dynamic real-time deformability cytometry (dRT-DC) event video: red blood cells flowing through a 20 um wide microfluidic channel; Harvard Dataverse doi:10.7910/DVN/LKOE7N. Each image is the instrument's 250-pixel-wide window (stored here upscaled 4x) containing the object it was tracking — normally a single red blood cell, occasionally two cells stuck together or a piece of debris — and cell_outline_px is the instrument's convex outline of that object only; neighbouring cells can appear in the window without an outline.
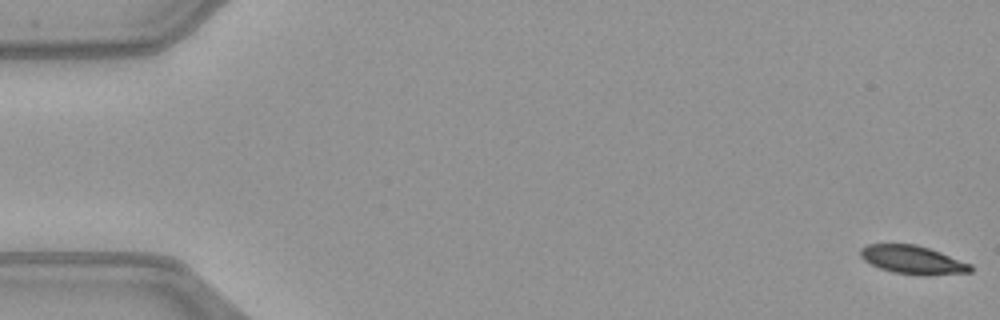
{"species": "common noctule bat (a hibernating species)", "species_latin": "Nyctalus noctula", "temperature_condition": "warm", "stored_images_in_passage": 9, "camera_frame_rate_fps": 3000, "um_per_image_px": 0.085, "animal": {"sex": "female", "body_mass_g": 21.9}, "frame": {"image": 1, "passage_image": 1, "time_ms": 0.0, "image_size_px": [1000, 320], "cell_outline_px": [[972, 272], [924, 276], [920, 276], [892, 272], [880, 268], [864, 260], [860, 256], [860, 248], [868, 244], [916, 244], [940, 252], [972, 264]], "centroid_in_image_um": [77.59, 22.09], "position_along_channel_um": 7.4, "area_um2": 18.32}}